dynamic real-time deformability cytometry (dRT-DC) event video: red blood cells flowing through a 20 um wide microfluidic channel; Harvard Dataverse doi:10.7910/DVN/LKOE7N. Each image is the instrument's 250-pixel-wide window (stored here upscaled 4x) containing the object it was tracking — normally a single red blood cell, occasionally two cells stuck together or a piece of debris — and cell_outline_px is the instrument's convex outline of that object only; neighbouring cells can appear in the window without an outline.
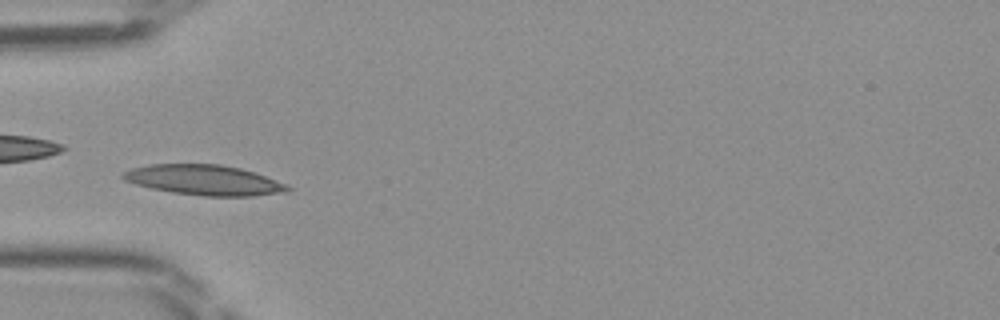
{"species": "Egyptian fruit bat (a non-hibernating species)", "species_latin": "Rousettus aegyptiacus", "temperature_condition": "room temperature", "stored_images_in_passage": 50, "camera_frame_rate_fps": 3000, "um_per_image_px": 0.085, "frame": {"image": 1, "passage_image": 17, "time_ms": 5.333, "image_size_px": [1000, 320], "cell_outline_px": [[292, 188], [288, 192], [252, 196], [204, 196], [172, 192], [152, 188], [136, 184], [124, 180], [120, 176], [124, 172], [132, 168], [148, 164], [220, 164], [240, 168], [288, 184]], "centroid_in_image_um": [17.36, 15.3], "position_along_channel_um": 67.6, "area_um2": 28.9}}
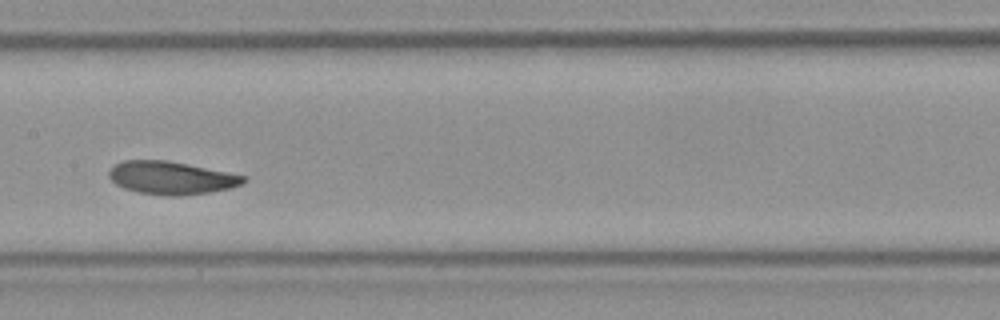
{"frame": {"image": 2, "passage_image": 26, "time_ms": 8.333, "image_size_px": [1000, 320], "cell_outline_px": [[248, 180], [232, 188], [208, 192], [180, 196], [164, 196], [140, 192], [124, 188], [116, 184], [108, 176], [108, 172], [116, 164], [124, 160], [168, 160], [248, 176]], "centroid_in_image_um": [14.59, 15.12], "position_along_channel_um": 192.8, "area_um2": 25.84}}
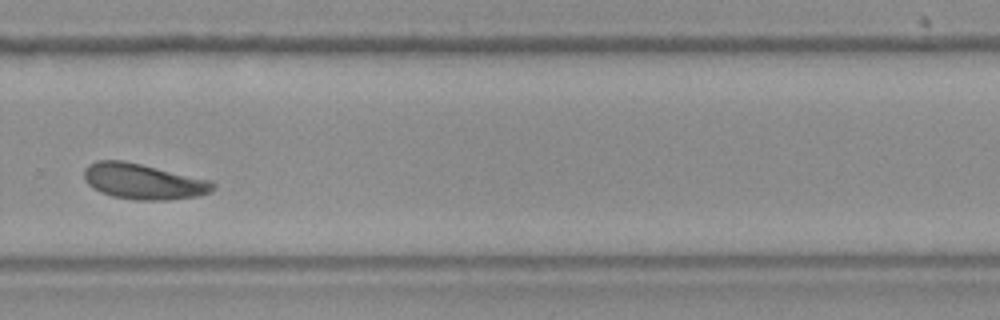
{"frame": {"image": 3, "passage_image": 35, "time_ms": 11.333, "image_size_px": [1000, 320], "cell_outline_px": [[216, 188], [212, 192], [196, 196], [164, 200], [136, 200], [112, 196], [100, 192], [92, 188], [84, 180], [84, 168], [88, 164], [96, 160], [124, 160], [212, 180], [216, 184]], "centroid_in_image_um": [12.18, 15.41], "position_along_channel_um": 317.6, "area_um2": 27.05}}